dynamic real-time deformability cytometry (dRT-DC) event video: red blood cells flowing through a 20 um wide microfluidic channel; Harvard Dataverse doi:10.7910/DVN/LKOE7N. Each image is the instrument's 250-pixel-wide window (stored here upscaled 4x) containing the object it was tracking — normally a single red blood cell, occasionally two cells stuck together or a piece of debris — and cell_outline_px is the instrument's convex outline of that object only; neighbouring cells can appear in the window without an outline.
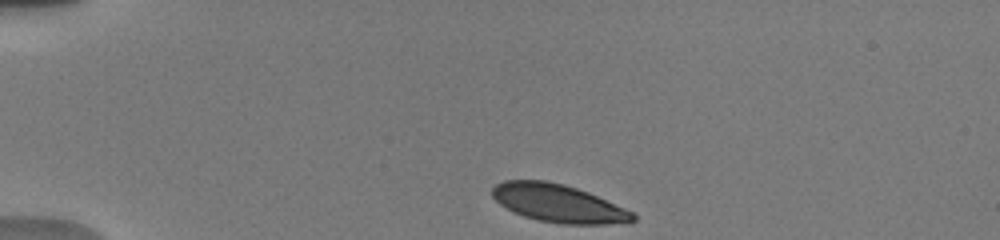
{"species": "human", "species_latin": "Homo sapiens", "temperature_condition": "warm", "stored_images_in_passage": 4, "camera_frame_rate_fps": 3000, "um_per_image_px": 0.085, "donor": {"sex": "male"}, "frame": {"image": 1, "passage_image": 1, "time_ms": 0.0, "image_size_px": [1000, 240], "cell_outline_px": [[636, 220], [604, 224], [564, 224], [540, 220], [524, 216], [500, 204], [492, 196], [492, 188], [496, 184], [504, 180], [544, 180], [564, 184], [588, 192], [624, 208], [632, 212], [636, 216]], "centroid_in_image_um": [47.43, 17.26], "position_along_channel_um": 37.6, "area_um2": 30.58}}